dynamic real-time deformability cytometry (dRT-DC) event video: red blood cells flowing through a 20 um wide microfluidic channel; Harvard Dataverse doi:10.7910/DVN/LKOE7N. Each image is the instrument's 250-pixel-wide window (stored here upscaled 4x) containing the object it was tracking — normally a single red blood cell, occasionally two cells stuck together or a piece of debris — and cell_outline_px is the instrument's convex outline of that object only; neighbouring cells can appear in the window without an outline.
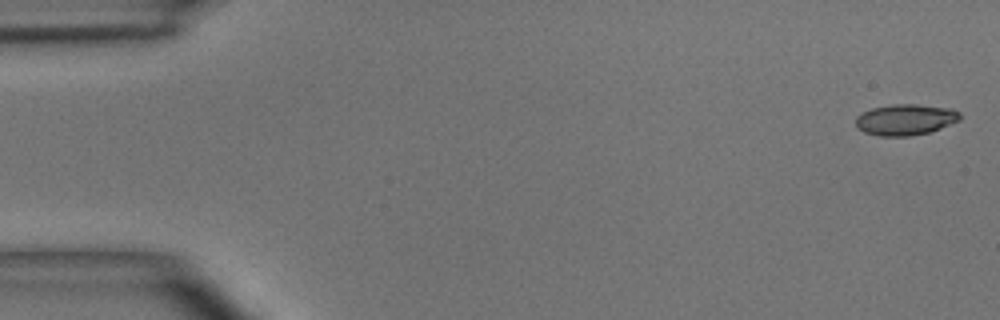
{"species": "common noctule bat (a hibernating species)", "species_latin": "Nyctalus noctula", "temperature_condition": "room temperature", "stored_images_in_passage": 4, "segment_of_instrument_passage": [2, 2], "camera_frame_rate_fps": 3000, "um_per_image_px": 0.085, "animal": {"sex": "male", "body_mass_g": 15.6}, "frame": {"image": 1, "passage_image": 4, "time_ms": 3.667, "image_size_px": [1000, 320], "cell_outline_px": [[960, 120], [940, 128], [928, 132], [908, 136], [880, 136], [864, 132], [856, 128], [856, 116], [872, 108], [892, 104], [916, 104], [952, 108], [960, 112]], "centroid_in_image_um": [76.96, 10.16], "position_along_channel_um": 8.0, "area_um2": 18.84}}